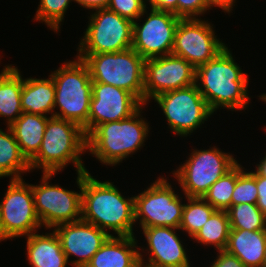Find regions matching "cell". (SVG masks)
Listing matches in <instances>:
<instances>
[{
  "label": "cell",
  "mask_w": 266,
  "mask_h": 267,
  "mask_svg": "<svg viewBox=\"0 0 266 267\" xmlns=\"http://www.w3.org/2000/svg\"><path fill=\"white\" fill-rule=\"evenodd\" d=\"M179 197L167 179L158 177L147 190L134 196L135 222L140 219L141 228H179L184 207Z\"/></svg>",
  "instance_id": "cell-11"
},
{
  "label": "cell",
  "mask_w": 266,
  "mask_h": 267,
  "mask_svg": "<svg viewBox=\"0 0 266 267\" xmlns=\"http://www.w3.org/2000/svg\"><path fill=\"white\" fill-rule=\"evenodd\" d=\"M248 83L228 47L196 68V85L213 113L219 107L246 110L250 99Z\"/></svg>",
  "instance_id": "cell-1"
},
{
  "label": "cell",
  "mask_w": 266,
  "mask_h": 267,
  "mask_svg": "<svg viewBox=\"0 0 266 267\" xmlns=\"http://www.w3.org/2000/svg\"><path fill=\"white\" fill-rule=\"evenodd\" d=\"M22 87L23 79L17 67L5 66L0 74V117H6L7 127H10L23 113Z\"/></svg>",
  "instance_id": "cell-24"
},
{
  "label": "cell",
  "mask_w": 266,
  "mask_h": 267,
  "mask_svg": "<svg viewBox=\"0 0 266 267\" xmlns=\"http://www.w3.org/2000/svg\"><path fill=\"white\" fill-rule=\"evenodd\" d=\"M218 254L211 267H247L239 258L226 250H219Z\"/></svg>",
  "instance_id": "cell-34"
},
{
  "label": "cell",
  "mask_w": 266,
  "mask_h": 267,
  "mask_svg": "<svg viewBox=\"0 0 266 267\" xmlns=\"http://www.w3.org/2000/svg\"><path fill=\"white\" fill-rule=\"evenodd\" d=\"M257 200L256 172H244L242 166L237 163L236 184L231 197V206L241 203L256 204Z\"/></svg>",
  "instance_id": "cell-30"
},
{
  "label": "cell",
  "mask_w": 266,
  "mask_h": 267,
  "mask_svg": "<svg viewBox=\"0 0 266 267\" xmlns=\"http://www.w3.org/2000/svg\"><path fill=\"white\" fill-rule=\"evenodd\" d=\"M107 8L132 22L135 19L140 21L139 18H142L144 13L147 12L144 0H110Z\"/></svg>",
  "instance_id": "cell-32"
},
{
  "label": "cell",
  "mask_w": 266,
  "mask_h": 267,
  "mask_svg": "<svg viewBox=\"0 0 266 267\" xmlns=\"http://www.w3.org/2000/svg\"><path fill=\"white\" fill-rule=\"evenodd\" d=\"M95 11L90 15L78 54L120 52L132 48L133 22L108 8Z\"/></svg>",
  "instance_id": "cell-9"
},
{
  "label": "cell",
  "mask_w": 266,
  "mask_h": 267,
  "mask_svg": "<svg viewBox=\"0 0 266 267\" xmlns=\"http://www.w3.org/2000/svg\"><path fill=\"white\" fill-rule=\"evenodd\" d=\"M88 66L92 82L124 89L144 105L145 59L133 48L120 52L79 54Z\"/></svg>",
  "instance_id": "cell-6"
},
{
  "label": "cell",
  "mask_w": 266,
  "mask_h": 267,
  "mask_svg": "<svg viewBox=\"0 0 266 267\" xmlns=\"http://www.w3.org/2000/svg\"><path fill=\"white\" fill-rule=\"evenodd\" d=\"M48 118L44 115L23 112L10 126L19 149L28 162L40 149Z\"/></svg>",
  "instance_id": "cell-23"
},
{
  "label": "cell",
  "mask_w": 266,
  "mask_h": 267,
  "mask_svg": "<svg viewBox=\"0 0 266 267\" xmlns=\"http://www.w3.org/2000/svg\"><path fill=\"white\" fill-rule=\"evenodd\" d=\"M155 100L175 135L186 137L204 124L213 112L196 84L157 95Z\"/></svg>",
  "instance_id": "cell-10"
},
{
  "label": "cell",
  "mask_w": 266,
  "mask_h": 267,
  "mask_svg": "<svg viewBox=\"0 0 266 267\" xmlns=\"http://www.w3.org/2000/svg\"><path fill=\"white\" fill-rule=\"evenodd\" d=\"M87 150V136L83 128L70 120L50 116L38 153L29 161L30 169L57 173L73 163L78 172H86L81 155Z\"/></svg>",
  "instance_id": "cell-3"
},
{
  "label": "cell",
  "mask_w": 266,
  "mask_h": 267,
  "mask_svg": "<svg viewBox=\"0 0 266 267\" xmlns=\"http://www.w3.org/2000/svg\"><path fill=\"white\" fill-rule=\"evenodd\" d=\"M55 84L54 116L79 124L88 135L92 80L86 63L77 57L50 74Z\"/></svg>",
  "instance_id": "cell-5"
},
{
  "label": "cell",
  "mask_w": 266,
  "mask_h": 267,
  "mask_svg": "<svg viewBox=\"0 0 266 267\" xmlns=\"http://www.w3.org/2000/svg\"><path fill=\"white\" fill-rule=\"evenodd\" d=\"M143 104L130 92L101 82H92L88 134L99 124L120 121Z\"/></svg>",
  "instance_id": "cell-16"
},
{
  "label": "cell",
  "mask_w": 266,
  "mask_h": 267,
  "mask_svg": "<svg viewBox=\"0 0 266 267\" xmlns=\"http://www.w3.org/2000/svg\"><path fill=\"white\" fill-rule=\"evenodd\" d=\"M230 153H224L219 148L194 150L188 160L173 172L185 197H200L236 164Z\"/></svg>",
  "instance_id": "cell-8"
},
{
  "label": "cell",
  "mask_w": 266,
  "mask_h": 267,
  "mask_svg": "<svg viewBox=\"0 0 266 267\" xmlns=\"http://www.w3.org/2000/svg\"><path fill=\"white\" fill-rule=\"evenodd\" d=\"M213 27L198 18L180 19L172 54L184 58L195 68L216 57L227 46L216 38Z\"/></svg>",
  "instance_id": "cell-12"
},
{
  "label": "cell",
  "mask_w": 266,
  "mask_h": 267,
  "mask_svg": "<svg viewBox=\"0 0 266 267\" xmlns=\"http://www.w3.org/2000/svg\"><path fill=\"white\" fill-rule=\"evenodd\" d=\"M262 267H266V251H265V257H264V261H263Z\"/></svg>",
  "instance_id": "cell-41"
},
{
  "label": "cell",
  "mask_w": 266,
  "mask_h": 267,
  "mask_svg": "<svg viewBox=\"0 0 266 267\" xmlns=\"http://www.w3.org/2000/svg\"><path fill=\"white\" fill-rule=\"evenodd\" d=\"M6 130L0 129V177L21 179V173L31 170L29 162L22 155L11 128Z\"/></svg>",
  "instance_id": "cell-25"
},
{
  "label": "cell",
  "mask_w": 266,
  "mask_h": 267,
  "mask_svg": "<svg viewBox=\"0 0 266 267\" xmlns=\"http://www.w3.org/2000/svg\"><path fill=\"white\" fill-rule=\"evenodd\" d=\"M7 240V239H10L8 236H7V234L4 232V229H3V227H2V223H1V221H0V241H2V240Z\"/></svg>",
  "instance_id": "cell-40"
},
{
  "label": "cell",
  "mask_w": 266,
  "mask_h": 267,
  "mask_svg": "<svg viewBox=\"0 0 266 267\" xmlns=\"http://www.w3.org/2000/svg\"><path fill=\"white\" fill-rule=\"evenodd\" d=\"M196 84V68L174 54L145 60L144 105L157 95Z\"/></svg>",
  "instance_id": "cell-15"
},
{
  "label": "cell",
  "mask_w": 266,
  "mask_h": 267,
  "mask_svg": "<svg viewBox=\"0 0 266 267\" xmlns=\"http://www.w3.org/2000/svg\"><path fill=\"white\" fill-rule=\"evenodd\" d=\"M49 77L47 79H23L22 112L44 116L48 113L54 116L55 84L52 76Z\"/></svg>",
  "instance_id": "cell-22"
},
{
  "label": "cell",
  "mask_w": 266,
  "mask_h": 267,
  "mask_svg": "<svg viewBox=\"0 0 266 267\" xmlns=\"http://www.w3.org/2000/svg\"><path fill=\"white\" fill-rule=\"evenodd\" d=\"M53 175L56 173L43 172L41 184H31L36 213L47 229L79 221L82 217V172L77 173L79 193L49 184Z\"/></svg>",
  "instance_id": "cell-7"
},
{
  "label": "cell",
  "mask_w": 266,
  "mask_h": 267,
  "mask_svg": "<svg viewBox=\"0 0 266 267\" xmlns=\"http://www.w3.org/2000/svg\"><path fill=\"white\" fill-rule=\"evenodd\" d=\"M227 211L215 210L202 228L192 237L205 246L214 245L217 250H225L230 235Z\"/></svg>",
  "instance_id": "cell-26"
},
{
  "label": "cell",
  "mask_w": 266,
  "mask_h": 267,
  "mask_svg": "<svg viewBox=\"0 0 266 267\" xmlns=\"http://www.w3.org/2000/svg\"><path fill=\"white\" fill-rule=\"evenodd\" d=\"M235 184L236 165L209 188L203 199L216 210L226 211L231 206Z\"/></svg>",
  "instance_id": "cell-29"
},
{
  "label": "cell",
  "mask_w": 266,
  "mask_h": 267,
  "mask_svg": "<svg viewBox=\"0 0 266 267\" xmlns=\"http://www.w3.org/2000/svg\"><path fill=\"white\" fill-rule=\"evenodd\" d=\"M225 250L247 267H262L266 251V230L231 229Z\"/></svg>",
  "instance_id": "cell-20"
},
{
  "label": "cell",
  "mask_w": 266,
  "mask_h": 267,
  "mask_svg": "<svg viewBox=\"0 0 266 267\" xmlns=\"http://www.w3.org/2000/svg\"><path fill=\"white\" fill-rule=\"evenodd\" d=\"M212 6L221 8L224 12L228 14L232 10V6L234 5L236 0H207Z\"/></svg>",
  "instance_id": "cell-38"
},
{
  "label": "cell",
  "mask_w": 266,
  "mask_h": 267,
  "mask_svg": "<svg viewBox=\"0 0 266 267\" xmlns=\"http://www.w3.org/2000/svg\"><path fill=\"white\" fill-rule=\"evenodd\" d=\"M151 8L156 10L170 11L177 16V0H147Z\"/></svg>",
  "instance_id": "cell-36"
},
{
  "label": "cell",
  "mask_w": 266,
  "mask_h": 267,
  "mask_svg": "<svg viewBox=\"0 0 266 267\" xmlns=\"http://www.w3.org/2000/svg\"><path fill=\"white\" fill-rule=\"evenodd\" d=\"M72 0H40L35 20L45 22L50 29L59 31L69 4ZM75 2V0H73Z\"/></svg>",
  "instance_id": "cell-31"
},
{
  "label": "cell",
  "mask_w": 266,
  "mask_h": 267,
  "mask_svg": "<svg viewBox=\"0 0 266 267\" xmlns=\"http://www.w3.org/2000/svg\"><path fill=\"white\" fill-rule=\"evenodd\" d=\"M186 199L188 203H184L179 229L193 237L216 209L203 198L186 197Z\"/></svg>",
  "instance_id": "cell-27"
},
{
  "label": "cell",
  "mask_w": 266,
  "mask_h": 267,
  "mask_svg": "<svg viewBox=\"0 0 266 267\" xmlns=\"http://www.w3.org/2000/svg\"><path fill=\"white\" fill-rule=\"evenodd\" d=\"M76 3L83 8H89L93 10L107 8L110 0H75Z\"/></svg>",
  "instance_id": "cell-37"
},
{
  "label": "cell",
  "mask_w": 266,
  "mask_h": 267,
  "mask_svg": "<svg viewBox=\"0 0 266 267\" xmlns=\"http://www.w3.org/2000/svg\"><path fill=\"white\" fill-rule=\"evenodd\" d=\"M260 164H257L255 168L256 169V173L258 175H262V176H265L266 177V155L265 157L262 159V161L259 162Z\"/></svg>",
  "instance_id": "cell-39"
},
{
  "label": "cell",
  "mask_w": 266,
  "mask_h": 267,
  "mask_svg": "<svg viewBox=\"0 0 266 267\" xmlns=\"http://www.w3.org/2000/svg\"><path fill=\"white\" fill-rule=\"evenodd\" d=\"M147 15L142 25L133 22L132 48L145 60L171 54L181 18L170 11L153 8Z\"/></svg>",
  "instance_id": "cell-14"
},
{
  "label": "cell",
  "mask_w": 266,
  "mask_h": 267,
  "mask_svg": "<svg viewBox=\"0 0 266 267\" xmlns=\"http://www.w3.org/2000/svg\"><path fill=\"white\" fill-rule=\"evenodd\" d=\"M21 179H10V184L0 202V221L11 238L30 235L41 227L36 213L31 184Z\"/></svg>",
  "instance_id": "cell-13"
},
{
  "label": "cell",
  "mask_w": 266,
  "mask_h": 267,
  "mask_svg": "<svg viewBox=\"0 0 266 267\" xmlns=\"http://www.w3.org/2000/svg\"><path fill=\"white\" fill-rule=\"evenodd\" d=\"M226 211L231 229L266 230V215L256 204L232 205Z\"/></svg>",
  "instance_id": "cell-28"
},
{
  "label": "cell",
  "mask_w": 266,
  "mask_h": 267,
  "mask_svg": "<svg viewBox=\"0 0 266 267\" xmlns=\"http://www.w3.org/2000/svg\"><path fill=\"white\" fill-rule=\"evenodd\" d=\"M211 7L213 6L207 0H177V17L181 19L196 18Z\"/></svg>",
  "instance_id": "cell-33"
},
{
  "label": "cell",
  "mask_w": 266,
  "mask_h": 267,
  "mask_svg": "<svg viewBox=\"0 0 266 267\" xmlns=\"http://www.w3.org/2000/svg\"><path fill=\"white\" fill-rule=\"evenodd\" d=\"M147 240L150 257L147 263L139 253L140 264L144 267H190L187 253L173 227L142 228ZM145 263V264H144Z\"/></svg>",
  "instance_id": "cell-18"
},
{
  "label": "cell",
  "mask_w": 266,
  "mask_h": 267,
  "mask_svg": "<svg viewBox=\"0 0 266 267\" xmlns=\"http://www.w3.org/2000/svg\"><path fill=\"white\" fill-rule=\"evenodd\" d=\"M82 217L103 231L118 236H134V196L125 198L112 182H101L82 172Z\"/></svg>",
  "instance_id": "cell-2"
},
{
  "label": "cell",
  "mask_w": 266,
  "mask_h": 267,
  "mask_svg": "<svg viewBox=\"0 0 266 267\" xmlns=\"http://www.w3.org/2000/svg\"><path fill=\"white\" fill-rule=\"evenodd\" d=\"M134 236H110L85 267H138L140 258ZM137 248V250H136Z\"/></svg>",
  "instance_id": "cell-19"
},
{
  "label": "cell",
  "mask_w": 266,
  "mask_h": 267,
  "mask_svg": "<svg viewBox=\"0 0 266 267\" xmlns=\"http://www.w3.org/2000/svg\"><path fill=\"white\" fill-rule=\"evenodd\" d=\"M141 109L120 121L97 125L87 135V150L104 165L114 166L141 149L150 129L140 118Z\"/></svg>",
  "instance_id": "cell-4"
},
{
  "label": "cell",
  "mask_w": 266,
  "mask_h": 267,
  "mask_svg": "<svg viewBox=\"0 0 266 267\" xmlns=\"http://www.w3.org/2000/svg\"><path fill=\"white\" fill-rule=\"evenodd\" d=\"M258 200L256 205L266 215V177L256 173Z\"/></svg>",
  "instance_id": "cell-35"
},
{
  "label": "cell",
  "mask_w": 266,
  "mask_h": 267,
  "mask_svg": "<svg viewBox=\"0 0 266 267\" xmlns=\"http://www.w3.org/2000/svg\"><path fill=\"white\" fill-rule=\"evenodd\" d=\"M54 228L67 261L70 256L77 257V260L71 262L75 267H85L106 240L112 236L82 219L60 224Z\"/></svg>",
  "instance_id": "cell-17"
},
{
  "label": "cell",
  "mask_w": 266,
  "mask_h": 267,
  "mask_svg": "<svg viewBox=\"0 0 266 267\" xmlns=\"http://www.w3.org/2000/svg\"><path fill=\"white\" fill-rule=\"evenodd\" d=\"M26 247L32 267H66L68 263L55 231L45 235L37 232L28 235Z\"/></svg>",
  "instance_id": "cell-21"
}]
</instances>
